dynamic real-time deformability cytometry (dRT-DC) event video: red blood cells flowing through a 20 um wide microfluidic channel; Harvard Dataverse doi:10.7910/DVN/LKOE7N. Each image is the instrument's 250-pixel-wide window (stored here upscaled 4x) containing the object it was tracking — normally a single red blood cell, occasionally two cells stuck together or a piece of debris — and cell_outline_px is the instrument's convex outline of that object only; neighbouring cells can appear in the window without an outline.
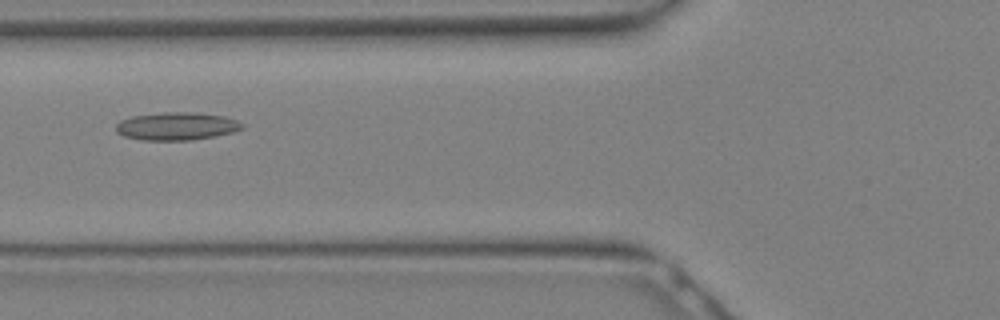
{"species": "Egyptian fruit bat (a non-hibernating species)", "species_latin": "Rousettus aegyptiacus", "temperature_condition": "warm", "stored_images_in_passage": 10, "camera_frame_rate_fps": 3000, "um_per_image_px": 0.085, "animal": {"sex": "female"}, "frame": {"image": 1, "passage_image": 5, "time_ms": 1.333, "image_size_px": [1000, 320], "cell_outline_px": [[244, 128], [232, 132], [216, 136], [192, 140], [140, 140], [124, 136], [116, 132], [116, 124], [120, 120], [132, 116], [164, 112], [196, 112], [224, 116], [236, 120], [244, 124]], "centroid_in_image_um": [15.01, 10.73], "position_along_channel_um": 110.8, "area_um2": 20.63}}
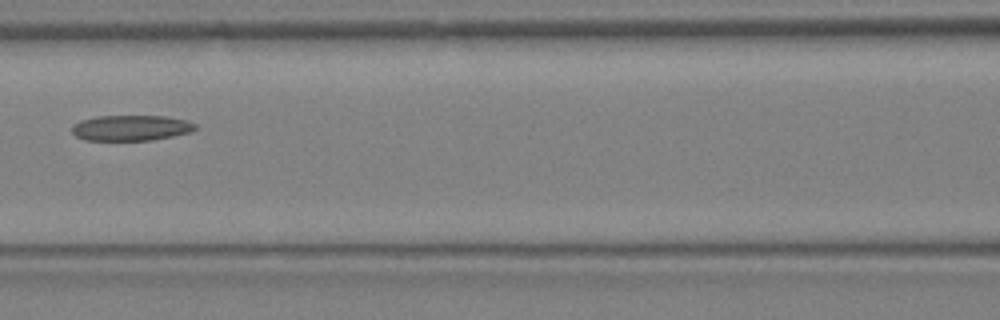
{"frame": {"image": 2, "passage_image": 7, "time_ms": 2.0, "image_size_px": [1000, 320], "cell_outline_px": [[196, 128], [192, 132], [152, 140], [88, 140], [76, 136], [72, 132], [72, 124], [80, 120], [96, 116], [168, 116], [188, 120], [196, 124]], "centroid_in_image_um": [11.15, 10.86], "position_along_channel_um": 155.4, "area_um2": 18.5}}
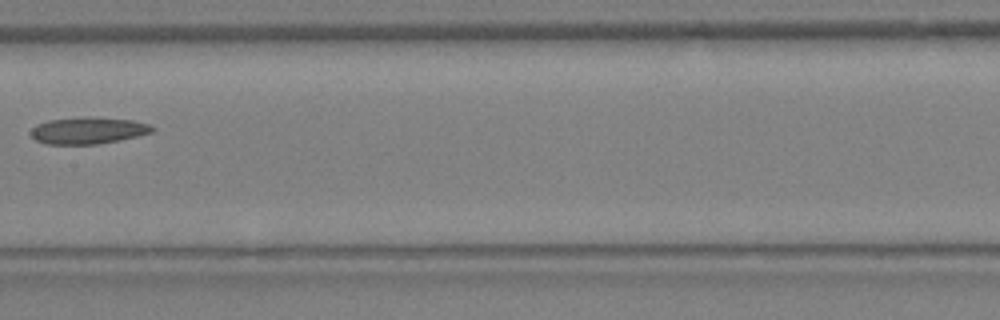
{"frame": {"image": 3, "passage_image": 9, "time_ms": 2.667, "image_size_px": [1000, 320], "cell_outline_px": [[156, 128], [152, 132], [120, 140], [96, 144], [44, 144], [36, 140], [32, 136], [32, 128], [36, 124], [48, 120], [84, 116], [132, 120], [148, 124]], "centroid_in_image_um": [7.47, 11.09], "position_along_channel_um": 199.9, "area_um2": 18.9}}